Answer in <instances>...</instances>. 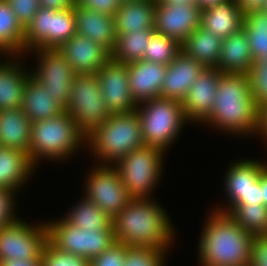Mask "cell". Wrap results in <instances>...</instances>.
Returning <instances> with one entry per match:
<instances>
[{"mask_svg": "<svg viewBox=\"0 0 267 266\" xmlns=\"http://www.w3.org/2000/svg\"><path fill=\"white\" fill-rule=\"evenodd\" d=\"M112 225L115 241L127 246L169 250L175 241L174 224L154 199L132 198L112 219Z\"/></svg>", "mask_w": 267, "mask_h": 266, "instance_id": "cell-1", "label": "cell"}, {"mask_svg": "<svg viewBox=\"0 0 267 266\" xmlns=\"http://www.w3.org/2000/svg\"><path fill=\"white\" fill-rule=\"evenodd\" d=\"M258 117L259 107L251 93L248 75L222 73L210 117L204 124L231 135L251 136L257 133Z\"/></svg>", "mask_w": 267, "mask_h": 266, "instance_id": "cell-2", "label": "cell"}, {"mask_svg": "<svg viewBox=\"0 0 267 266\" xmlns=\"http://www.w3.org/2000/svg\"><path fill=\"white\" fill-rule=\"evenodd\" d=\"M198 243L201 266H249L255 235L225 212L212 210Z\"/></svg>", "mask_w": 267, "mask_h": 266, "instance_id": "cell-3", "label": "cell"}, {"mask_svg": "<svg viewBox=\"0 0 267 266\" xmlns=\"http://www.w3.org/2000/svg\"><path fill=\"white\" fill-rule=\"evenodd\" d=\"M86 144L101 165H114L132 150L144 147L137 112L111 114L100 128L86 138Z\"/></svg>", "mask_w": 267, "mask_h": 266, "instance_id": "cell-4", "label": "cell"}, {"mask_svg": "<svg viewBox=\"0 0 267 266\" xmlns=\"http://www.w3.org/2000/svg\"><path fill=\"white\" fill-rule=\"evenodd\" d=\"M86 138L77 130L72 116L66 111L52 119L32 123L29 157L37 167L39 160L63 161L72 158Z\"/></svg>", "mask_w": 267, "mask_h": 266, "instance_id": "cell-5", "label": "cell"}, {"mask_svg": "<svg viewBox=\"0 0 267 266\" xmlns=\"http://www.w3.org/2000/svg\"><path fill=\"white\" fill-rule=\"evenodd\" d=\"M145 146L167 151L178 139L183 126L189 124L181 101L163 97L153 98L136 107Z\"/></svg>", "mask_w": 267, "mask_h": 266, "instance_id": "cell-6", "label": "cell"}, {"mask_svg": "<svg viewBox=\"0 0 267 266\" xmlns=\"http://www.w3.org/2000/svg\"><path fill=\"white\" fill-rule=\"evenodd\" d=\"M164 153L161 148L144 146L114 164L131 198L150 199L162 177Z\"/></svg>", "mask_w": 267, "mask_h": 266, "instance_id": "cell-7", "label": "cell"}, {"mask_svg": "<svg viewBox=\"0 0 267 266\" xmlns=\"http://www.w3.org/2000/svg\"><path fill=\"white\" fill-rule=\"evenodd\" d=\"M65 111L72 116L77 130L85 138L108 120L111 113L101 93L96 74L75 76Z\"/></svg>", "mask_w": 267, "mask_h": 266, "instance_id": "cell-8", "label": "cell"}, {"mask_svg": "<svg viewBox=\"0 0 267 266\" xmlns=\"http://www.w3.org/2000/svg\"><path fill=\"white\" fill-rule=\"evenodd\" d=\"M76 33L74 7L63 10L40 7L25 28L24 53L29 55L34 49H58Z\"/></svg>", "mask_w": 267, "mask_h": 266, "instance_id": "cell-9", "label": "cell"}, {"mask_svg": "<svg viewBox=\"0 0 267 266\" xmlns=\"http://www.w3.org/2000/svg\"><path fill=\"white\" fill-rule=\"evenodd\" d=\"M48 241L59 250L88 259L107 250L115 237L113 229H86L68 223L63 217L46 222Z\"/></svg>", "mask_w": 267, "mask_h": 266, "instance_id": "cell-10", "label": "cell"}, {"mask_svg": "<svg viewBox=\"0 0 267 266\" xmlns=\"http://www.w3.org/2000/svg\"><path fill=\"white\" fill-rule=\"evenodd\" d=\"M47 242L46 222L32 225L19 217L15 222L0 228V261L42 258Z\"/></svg>", "mask_w": 267, "mask_h": 266, "instance_id": "cell-11", "label": "cell"}, {"mask_svg": "<svg viewBox=\"0 0 267 266\" xmlns=\"http://www.w3.org/2000/svg\"><path fill=\"white\" fill-rule=\"evenodd\" d=\"M37 68L30 71V76L53 95L65 110L70 100L71 86L77 75L58 49H34Z\"/></svg>", "mask_w": 267, "mask_h": 266, "instance_id": "cell-12", "label": "cell"}, {"mask_svg": "<svg viewBox=\"0 0 267 266\" xmlns=\"http://www.w3.org/2000/svg\"><path fill=\"white\" fill-rule=\"evenodd\" d=\"M85 179V196L113 219L132 199L114 165L97 164Z\"/></svg>", "mask_w": 267, "mask_h": 266, "instance_id": "cell-13", "label": "cell"}, {"mask_svg": "<svg viewBox=\"0 0 267 266\" xmlns=\"http://www.w3.org/2000/svg\"><path fill=\"white\" fill-rule=\"evenodd\" d=\"M101 93L111 114L131 113L137 104L129 88L127 64L110 58L96 73Z\"/></svg>", "mask_w": 267, "mask_h": 266, "instance_id": "cell-14", "label": "cell"}, {"mask_svg": "<svg viewBox=\"0 0 267 266\" xmlns=\"http://www.w3.org/2000/svg\"><path fill=\"white\" fill-rule=\"evenodd\" d=\"M221 74L217 68L205 67L193 82L182 101L187 122L202 124L210 117Z\"/></svg>", "mask_w": 267, "mask_h": 266, "instance_id": "cell-15", "label": "cell"}, {"mask_svg": "<svg viewBox=\"0 0 267 266\" xmlns=\"http://www.w3.org/2000/svg\"><path fill=\"white\" fill-rule=\"evenodd\" d=\"M201 9L198 5H157L154 30L177 40L180 44L200 26Z\"/></svg>", "mask_w": 267, "mask_h": 266, "instance_id": "cell-16", "label": "cell"}, {"mask_svg": "<svg viewBox=\"0 0 267 266\" xmlns=\"http://www.w3.org/2000/svg\"><path fill=\"white\" fill-rule=\"evenodd\" d=\"M58 51L77 75L96 74L111 58V55L102 46L77 33L63 43Z\"/></svg>", "mask_w": 267, "mask_h": 266, "instance_id": "cell-17", "label": "cell"}, {"mask_svg": "<svg viewBox=\"0 0 267 266\" xmlns=\"http://www.w3.org/2000/svg\"><path fill=\"white\" fill-rule=\"evenodd\" d=\"M267 166L260 160L239 159L230 164L226 171L224 180V191L227 194L228 206L214 208L219 212L227 213L234 205L239 204L241 200H248V191L260 176L261 171Z\"/></svg>", "mask_w": 267, "mask_h": 266, "instance_id": "cell-18", "label": "cell"}, {"mask_svg": "<svg viewBox=\"0 0 267 266\" xmlns=\"http://www.w3.org/2000/svg\"><path fill=\"white\" fill-rule=\"evenodd\" d=\"M130 93L138 105L160 97L167 65L140 60L127 64Z\"/></svg>", "mask_w": 267, "mask_h": 266, "instance_id": "cell-19", "label": "cell"}, {"mask_svg": "<svg viewBox=\"0 0 267 266\" xmlns=\"http://www.w3.org/2000/svg\"><path fill=\"white\" fill-rule=\"evenodd\" d=\"M204 68L195 59L180 51L167 65L160 97L182 102Z\"/></svg>", "mask_w": 267, "mask_h": 266, "instance_id": "cell-20", "label": "cell"}, {"mask_svg": "<svg viewBox=\"0 0 267 266\" xmlns=\"http://www.w3.org/2000/svg\"><path fill=\"white\" fill-rule=\"evenodd\" d=\"M77 34L102 46L110 55L115 49L116 33L114 16L106 15L81 6H74Z\"/></svg>", "mask_w": 267, "mask_h": 266, "instance_id": "cell-21", "label": "cell"}, {"mask_svg": "<svg viewBox=\"0 0 267 266\" xmlns=\"http://www.w3.org/2000/svg\"><path fill=\"white\" fill-rule=\"evenodd\" d=\"M7 57L6 61L0 62V111L21 108L24 88L30 77V71L26 72L19 63V55Z\"/></svg>", "mask_w": 267, "mask_h": 266, "instance_id": "cell-22", "label": "cell"}, {"mask_svg": "<svg viewBox=\"0 0 267 266\" xmlns=\"http://www.w3.org/2000/svg\"><path fill=\"white\" fill-rule=\"evenodd\" d=\"M244 14L237 0H227L201 10L200 26L220 39L243 28Z\"/></svg>", "mask_w": 267, "mask_h": 266, "instance_id": "cell-23", "label": "cell"}, {"mask_svg": "<svg viewBox=\"0 0 267 266\" xmlns=\"http://www.w3.org/2000/svg\"><path fill=\"white\" fill-rule=\"evenodd\" d=\"M253 63L248 38L243 28L222 40L221 55L216 67L222 73L248 75Z\"/></svg>", "mask_w": 267, "mask_h": 266, "instance_id": "cell-24", "label": "cell"}, {"mask_svg": "<svg viewBox=\"0 0 267 266\" xmlns=\"http://www.w3.org/2000/svg\"><path fill=\"white\" fill-rule=\"evenodd\" d=\"M36 166L29 153L13 148L0 147V187L17 193L26 184ZM17 190V191H16Z\"/></svg>", "mask_w": 267, "mask_h": 266, "instance_id": "cell-25", "label": "cell"}, {"mask_svg": "<svg viewBox=\"0 0 267 266\" xmlns=\"http://www.w3.org/2000/svg\"><path fill=\"white\" fill-rule=\"evenodd\" d=\"M155 0H132L121 2L114 15L115 33L154 29Z\"/></svg>", "mask_w": 267, "mask_h": 266, "instance_id": "cell-26", "label": "cell"}, {"mask_svg": "<svg viewBox=\"0 0 267 266\" xmlns=\"http://www.w3.org/2000/svg\"><path fill=\"white\" fill-rule=\"evenodd\" d=\"M52 96L30 76L24 88L21 109L32 123L55 118L65 112V109Z\"/></svg>", "mask_w": 267, "mask_h": 266, "instance_id": "cell-27", "label": "cell"}, {"mask_svg": "<svg viewBox=\"0 0 267 266\" xmlns=\"http://www.w3.org/2000/svg\"><path fill=\"white\" fill-rule=\"evenodd\" d=\"M31 125L21 108L0 111V147L29 153Z\"/></svg>", "mask_w": 267, "mask_h": 266, "instance_id": "cell-28", "label": "cell"}, {"mask_svg": "<svg viewBox=\"0 0 267 266\" xmlns=\"http://www.w3.org/2000/svg\"><path fill=\"white\" fill-rule=\"evenodd\" d=\"M221 48L222 39L201 26L181 43V51L209 68L217 67Z\"/></svg>", "mask_w": 267, "mask_h": 266, "instance_id": "cell-29", "label": "cell"}, {"mask_svg": "<svg viewBox=\"0 0 267 266\" xmlns=\"http://www.w3.org/2000/svg\"><path fill=\"white\" fill-rule=\"evenodd\" d=\"M25 28L5 0H0V56L24 54Z\"/></svg>", "mask_w": 267, "mask_h": 266, "instance_id": "cell-30", "label": "cell"}, {"mask_svg": "<svg viewBox=\"0 0 267 266\" xmlns=\"http://www.w3.org/2000/svg\"><path fill=\"white\" fill-rule=\"evenodd\" d=\"M154 32V29H146L116 34V45L111 58L123 64L143 60L145 48Z\"/></svg>", "mask_w": 267, "mask_h": 266, "instance_id": "cell-31", "label": "cell"}, {"mask_svg": "<svg viewBox=\"0 0 267 266\" xmlns=\"http://www.w3.org/2000/svg\"><path fill=\"white\" fill-rule=\"evenodd\" d=\"M73 205L63 218L70 224L86 229H113L112 219L86 196Z\"/></svg>", "mask_w": 267, "mask_h": 266, "instance_id": "cell-32", "label": "cell"}, {"mask_svg": "<svg viewBox=\"0 0 267 266\" xmlns=\"http://www.w3.org/2000/svg\"><path fill=\"white\" fill-rule=\"evenodd\" d=\"M243 29L254 62L260 61L267 55V11L259 10L245 14Z\"/></svg>", "mask_w": 267, "mask_h": 266, "instance_id": "cell-33", "label": "cell"}, {"mask_svg": "<svg viewBox=\"0 0 267 266\" xmlns=\"http://www.w3.org/2000/svg\"><path fill=\"white\" fill-rule=\"evenodd\" d=\"M227 213L253 235H264L267 231V207L263 204H236Z\"/></svg>", "mask_w": 267, "mask_h": 266, "instance_id": "cell-34", "label": "cell"}, {"mask_svg": "<svg viewBox=\"0 0 267 266\" xmlns=\"http://www.w3.org/2000/svg\"><path fill=\"white\" fill-rule=\"evenodd\" d=\"M180 51L181 44L177 40L154 32L145 48L143 60L168 65Z\"/></svg>", "mask_w": 267, "mask_h": 266, "instance_id": "cell-35", "label": "cell"}, {"mask_svg": "<svg viewBox=\"0 0 267 266\" xmlns=\"http://www.w3.org/2000/svg\"><path fill=\"white\" fill-rule=\"evenodd\" d=\"M166 252L152 246H128L124 266H165Z\"/></svg>", "mask_w": 267, "mask_h": 266, "instance_id": "cell-36", "label": "cell"}, {"mask_svg": "<svg viewBox=\"0 0 267 266\" xmlns=\"http://www.w3.org/2000/svg\"><path fill=\"white\" fill-rule=\"evenodd\" d=\"M251 93L258 107L267 104V55L254 62L248 74Z\"/></svg>", "mask_w": 267, "mask_h": 266, "instance_id": "cell-37", "label": "cell"}, {"mask_svg": "<svg viewBox=\"0 0 267 266\" xmlns=\"http://www.w3.org/2000/svg\"><path fill=\"white\" fill-rule=\"evenodd\" d=\"M42 266H90V261L81 256L63 252L48 241L42 252Z\"/></svg>", "mask_w": 267, "mask_h": 266, "instance_id": "cell-38", "label": "cell"}, {"mask_svg": "<svg viewBox=\"0 0 267 266\" xmlns=\"http://www.w3.org/2000/svg\"><path fill=\"white\" fill-rule=\"evenodd\" d=\"M127 245L113 243L102 254L90 260V266H124Z\"/></svg>", "mask_w": 267, "mask_h": 266, "instance_id": "cell-39", "label": "cell"}, {"mask_svg": "<svg viewBox=\"0 0 267 266\" xmlns=\"http://www.w3.org/2000/svg\"><path fill=\"white\" fill-rule=\"evenodd\" d=\"M18 21L26 28L40 8L39 0H5Z\"/></svg>", "mask_w": 267, "mask_h": 266, "instance_id": "cell-40", "label": "cell"}, {"mask_svg": "<svg viewBox=\"0 0 267 266\" xmlns=\"http://www.w3.org/2000/svg\"><path fill=\"white\" fill-rule=\"evenodd\" d=\"M15 194L12 190L0 187V228L18 219V216L15 215L16 209L14 210L17 205Z\"/></svg>", "mask_w": 267, "mask_h": 266, "instance_id": "cell-41", "label": "cell"}, {"mask_svg": "<svg viewBox=\"0 0 267 266\" xmlns=\"http://www.w3.org/2000/svg\"><path fill=\"white\" fill-rule=\"evenodd\" d=\"M121 4L120 0H75V5L88 10L114 16Z\"/></svg>", "mask_w": 267, "mask_h": 266, "instance_id": "cell-42", "label": "cell"}, {"mask_svg": "<svg viewBox=\"0 0 267 266\" xmlns=\"http://www.w3.org/2000/svg\"><path fill=\"white\" fill-rule=\"evenodd\" d=\"M249 266H267V237L255 235Z\"/></svg>", "mask_w": 267, "mask_h": 266, "instance_id": "cell-43", "label": "cell"}, {"mask_svg": "<svg viewBox=\"0 0 267 266\" xmlns=\"http://www.w3.org/2000/svg\"><path fill=\"white\" fill-rule=\"evenodd\" d=\"M243 14L248 12L265 10L267 7V0H237Z\"/></svg>", "mask_w": 267, "mask_h": 266, "instance_id": "cell-44", "label": "cell"}, {"mask_svg": "<svg viewBox=\"0 0 267 266\" xmlns=\"http://www.w3.org/2000/svg\"><path fill=\"white\" fill-rule=\"evenodd\" d=\"M263 204L262 201V189L260 188V176L259 179L251 185L248 191V200H241L239 204Z\"/></svg>", "mask_w": 267, "mask_h": 266, "instance_id": "cell-45", "label": "cell"}, {"mask_svg": "<svg viewBox=\"0 0 267 266\" xmlns=\"http://www.w3.org/2000/svg\"><path fill=\"white\" fill-rule=\"evenodd\" d=\"M40 7L46 9L63 10L75 6V0H39Z\"/></svg>", "mask_w": 267, "mask_h": 266, "instance_id": "cell-46", "label": "cell"}, {"mask_svg": "<svg viewBox=\"0 0 267 266\" xmlns=\"http://www.w3.org/2000/svg\"><path fill=\"white\" fill-rule=\"evenodd\" d=\"M264 138L262 141L267 143V104L259 107V117H258V130L256 135Z\"/></svg>", "mask_w": 267, "mask_h": 266, "instance_id": "cell-47", "label": "cell"}, {"mask_svg": "<svg viewBox=\"0 0 267 266\" xmlns=\"http://www.w3.org/2000/svg\"><path fill=\"white\" fill-rule=\"evenodd\" d=\"M0 266H42V258L34 260H3L0 261Z\"/></svg>", "mask_w": 267, "mask_h": 266, "instance_id": "cell-48", "label": "cell"}, {"mask_svg": "<svg viewBox=\"0 0 267 266\" xmlns=\"http://www.w3.org/2000/svg\"><path fill=\"white\" fill-rule=\"evenodd\" d=\"M260 188L262 189L263 205L267 207V166L260 173Z\"/></svg>", "mask_w": 267, "mask_h": 266, "instance_id": "cell-49", "label": "cell"}, {"mask_svg": "<svg viewBox=\"0 0 267 266\" xmlns=\"http://www.w3.org/2000/svg\"><path fill=\"white\" fill-rule=\"evenodd\" d=\"M156 4L165 6L181 5V4L197 5V0H158L156 1Z\"/></svg>", "mask_w": 267, "mask_h": 266, "instance_id": "cell-50", "label": "cell"}, {"mask_svg": "<svg viewBox=\"0 0 267 266\" xmlns=\"http://www.w3.org/2000/svg\"><path fill=\"white\" fill-rule=\"evenodd\" d=\"M227 0H197V5L201 10L225 2Z\"/></svg>", "mask_w": 267, "mask_h": 266, "instance_id": "cell-51", "label": "cell"}, {"mask_svg": "<svg viewBox=\"0 0 267 266\" xmlns=\"http://www.w3.org/2000/svg\"><path fill=\"white\" fill-rule=\"evenodd\" d=\"M121 2H126V1H132V0H120Z\"/></svg>", "mask_w": 267, "mask_h": 266, "instance_id": "cell-52", "label": "cell"}]
</instances>
